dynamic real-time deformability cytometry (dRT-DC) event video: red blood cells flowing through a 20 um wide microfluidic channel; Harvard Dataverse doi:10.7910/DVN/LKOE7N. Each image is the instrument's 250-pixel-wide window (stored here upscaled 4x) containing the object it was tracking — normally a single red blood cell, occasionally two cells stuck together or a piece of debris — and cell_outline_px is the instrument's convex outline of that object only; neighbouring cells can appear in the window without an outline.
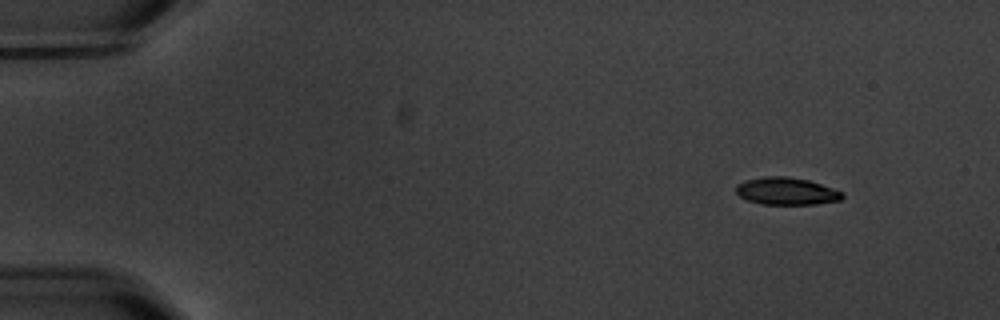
{"species": "common noctule bat (a hibernating species)", "species_latin": "Nyctalus noctula", "temperature_condition": "warm", "stored_images_in_passage": 5, "camera_frame_rate_fps": 3000, "um_per_image_px": 0.085, "animal": {"sex": "male", "body_mass_g": 20.1, "forearm_length_mm": 53.5}, "frame": {"image": 1, "passage_image": 1, "time_ms": 0.0, "image_size_px": [1000, 320], "cell_outline_px": [[844, 196], [840, 200], [816, 204], [760, 204], [748, 200], [740, 196], [736, 192], [736, 184], [744, 180], [764, 176], [788, 176], [808, 180], [844, 192]], "centroid_in_image_um": [66.83, 16.24], "position_along_channel_um": 18.2, "area_um2": 16.99}}
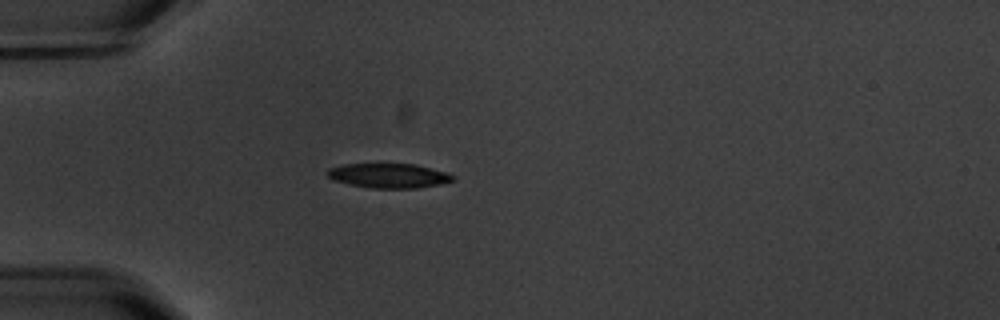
{"frame": {"image": 2, "passage_image": 4, "time_ms": 3.667, "image_size_px": [1000, 320], "cell_outline_px": [[456, 176], [452, 180], [440, 184], [416, 188], [372, 188], [332, 180], [324, 172], [328, 168], [340, 164], [380, 160], [416, 164], [448, 172]], "centroid_in_image_um": [32.98, 14.85], "position_along_channel_um": 52.0, "area_um2": 19.13}}